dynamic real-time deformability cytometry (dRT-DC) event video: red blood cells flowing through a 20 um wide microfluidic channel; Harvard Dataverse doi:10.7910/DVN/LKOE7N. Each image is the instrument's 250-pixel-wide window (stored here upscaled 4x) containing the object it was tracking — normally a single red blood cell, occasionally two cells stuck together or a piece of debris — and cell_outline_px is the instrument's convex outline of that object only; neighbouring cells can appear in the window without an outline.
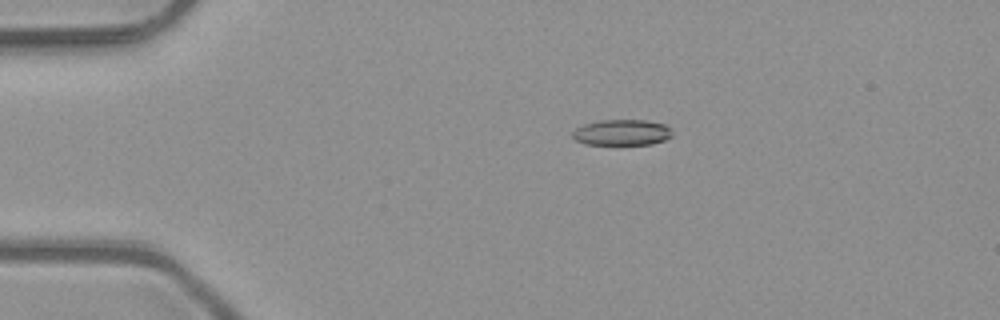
{"species": "common noctule bat (a hibernating species)", "species_latin": "Nyctalus noctula", "temperature_condition": "room temperature", "stored_images_in_passage": 6, "camera_frame_rate_fps": 3000, "um_per_image_px": 0.085, "animal": {"sex": "male", "body_mass_g": 23.1, "forearm_length_mm": 52.7}, "frame": {"image": 1, "passage_image": 3, "time_ms": 0.667, "image_size_px": [1000, 320], "cell_outline_px": [[672, 136], [664, 140], [652, 144], [584, 144], [576, 140], [572, 136], [572, 132], [576, 128], [584, 124], [600, 120], [644, 120], [664, 124], [672, 128]], "centroid_in_image_um": [52.87, 11.25], "position_along_channel_um": 32.1, "area_um2": 15.03}}
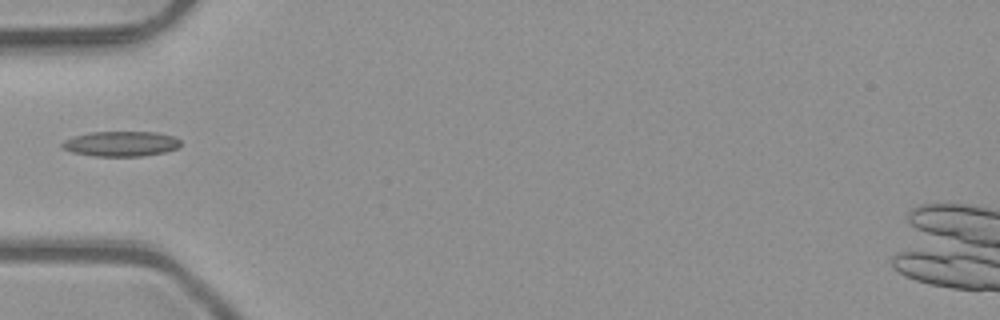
{"frame": {"image": 2, "passage_image": 5, "time_ms": 1.333, "image_size_px": [1000, 320], "cell_outline_px": [[180, 144], [176, 148], [164, 152], [140, 156], [92, 156], [72, 152], [60, 148], [60, 144], [64, 140], [72, 136], [92, 132], [156, 132], [176, 136], [180, 140]], "centroid_in_image_um": [10.24, 12.21], "position_along_channel_um": 74.8, "area_um2": 17.46}}
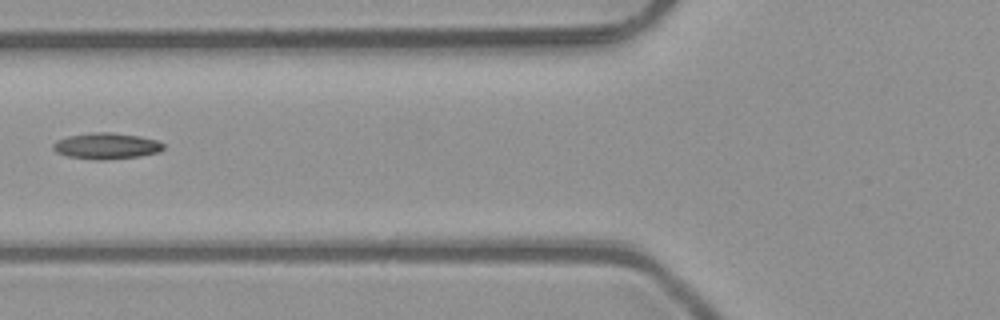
{"frame": {"image": 3, "passage_image": 6, "time_ms": 1.667, "image_size_px": [1000, 320], "cell_outline_px": [[164, 148], [160, 152], [140, 156], [104, 160], [96, 160], [68, 156], [56, 152], [52, 148], [52, 144], [56, 140], [68, 136], [92, 132], [112, 132], [140, 136], [156, 140], [164, 144]], "centroid_in_image_um": [9.04, 12.4], "position_along_channel_um": 116.8, "area_um2": 16.94}}